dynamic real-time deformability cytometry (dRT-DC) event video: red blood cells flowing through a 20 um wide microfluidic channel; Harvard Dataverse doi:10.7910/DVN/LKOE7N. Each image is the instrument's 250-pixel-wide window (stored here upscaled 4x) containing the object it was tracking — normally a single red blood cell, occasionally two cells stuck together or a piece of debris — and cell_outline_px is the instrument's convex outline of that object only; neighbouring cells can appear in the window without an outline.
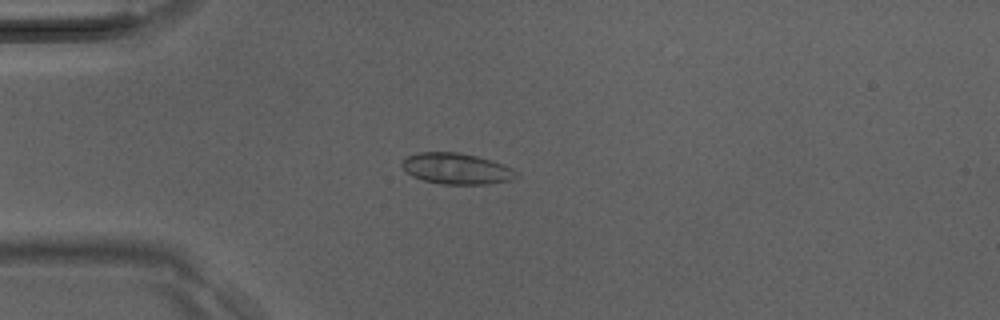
{"species": "Egyptian fruit bat (a non-hibernating species)", "species_latin": "Rousettus aegyptiacus", "temperature_condition": "room temperature", "stored_images_in_passage": 37, "camera_frame_rate_fps": 3000, "um_per_image_px": 0.085, "animal": {"sex": "male"}, "frame": {"image": 1, "passage_image": 8, "time_ms": 2.333, "image_size_px": [1000, 320], "cell_outline_px": [[516, 176], [512, 180], [484, 184], [440, 184], [424, 180], [412, 176], [400, 164], [408, 156], [420, 152], [456, 152], [476, 156], [492, 160], [504, 164], [512, 168], [516, 172]], "centroid_in_image_um": [38.81, 14.33], "position_along_channel_um": 46.2, "area_um2": 20.46}}
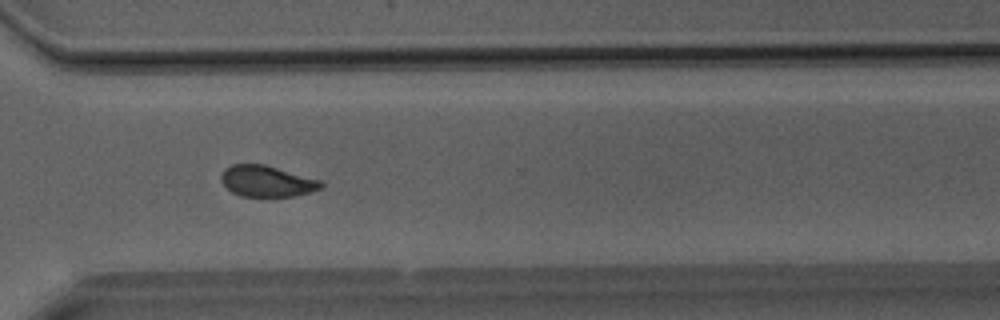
{"frame": {"image": 2, "passage_image": 27, "time_ms": 8.667, "image_size_px": [1000, 320], "cell_outline_px": [[324, 188], [292, 196], [240, 196], [232, 192], [220, 180], [220, 176], [224, 168], [232, 164], [264, 164], [324, 180]], "centroid_in_image_um": [22.72, 15.39], "position_along_channel_um": 347.9, "area_um2": 18.32}}
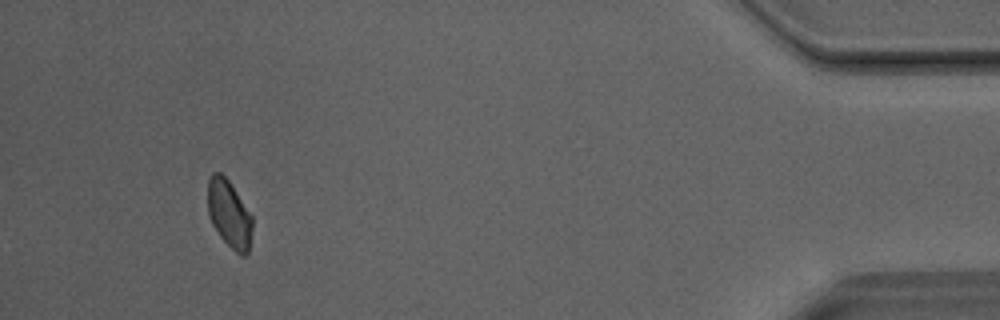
{"frame": {"image": 3, "passage_image": 35, "time_ms": 11.333, "image_size_px": [1000, 320], "cell_outline_px": [[252, 228], [248, 252], [244, 256], [240, 256], [220, 236], [212, 224], [208, 216], [208, 176], [212, 172], [220, 172], [228, 180], [252, 216]], "centroid_in_image_um": [19.46, 18.17], "position_along_channel_um": 415.7, "area_um2": 17.4}}